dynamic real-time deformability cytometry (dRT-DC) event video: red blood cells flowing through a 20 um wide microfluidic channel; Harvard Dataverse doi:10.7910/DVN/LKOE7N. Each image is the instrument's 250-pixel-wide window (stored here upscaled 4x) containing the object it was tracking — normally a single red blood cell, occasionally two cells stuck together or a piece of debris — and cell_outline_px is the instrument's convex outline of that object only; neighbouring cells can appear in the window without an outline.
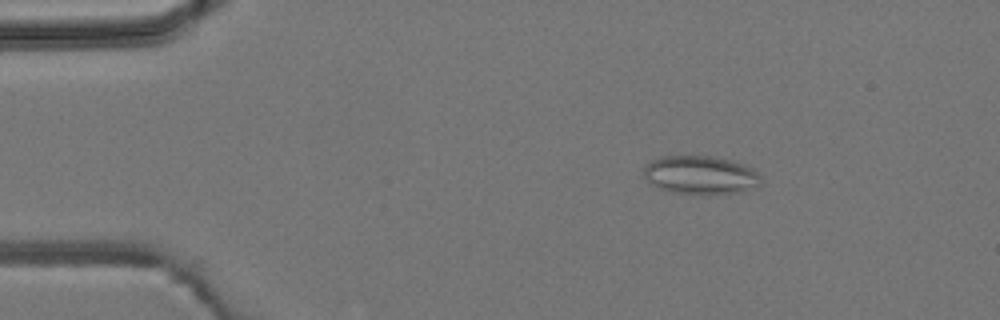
{"species": "common noctule bat (a hibernating species)", "species_latin": "Nyctalus noctula", "temperature_condition": "room temperature", "stored_images_in_passage": 5, "camera_frame_rate_fps": 3000, "um_per_image_px": 0.085, "animal": {"sex": "male", "body_mass_g": 19.2, "forearm_length_mm": 51.8}, "frame": {"image": 1, "passage_image": 3, "time_ms": 2.333, "image_size_px": [1000, 320], "cell_outline_px": [[760, 184], [756, 188], [740, 192], [716, 196], [704, 196], [672, 192], [660, 188], [652, 184], [644, 176], [644, 164], [660, 156], [712, 156], [744, 164], [752, 168], [760, 176]], "centroid_in_image_um": [59.56, 14.91], "position_along_channel_um": 25.4, "area_um2": 26.82}}